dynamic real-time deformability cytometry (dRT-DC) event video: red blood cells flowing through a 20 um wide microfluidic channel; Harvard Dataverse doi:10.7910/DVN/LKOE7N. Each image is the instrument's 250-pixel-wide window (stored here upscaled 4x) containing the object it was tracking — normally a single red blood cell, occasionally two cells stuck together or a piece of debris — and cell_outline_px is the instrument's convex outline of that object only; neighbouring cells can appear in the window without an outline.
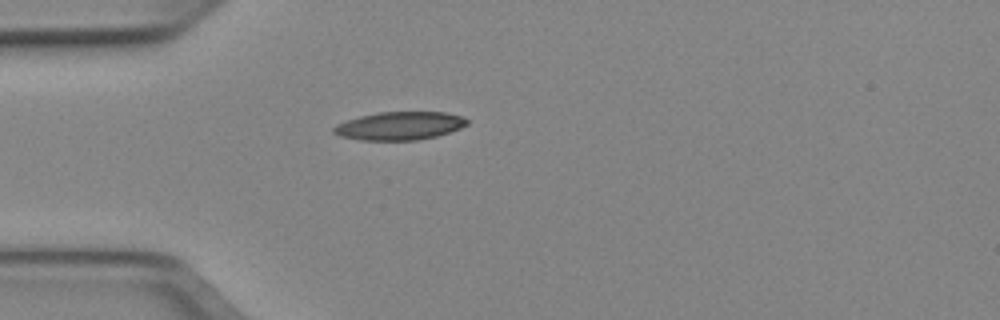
{"species": "Egyptian fruit bat (a non-hibernating species)", "species_latin": "Rousettus aegyptiacus", "temperature_condition": "cold", "stored_images_in_passage": 1, "camera_frame_rate_fps": 3000, "um_per_image_px": 0.085, "animal": {"sex": "female"}, "frame": {"image": 1, "passage_image": 1, "time_ms": 0.0, "image_size_px": [1000, 320], "cell_outline_px": [[468, 124], [460, 128], [436, 136], [416, 140], [360, 140], [340, 136], [332, 132], [332, 128], [336, 124], [360, 116], [376, 112], [444, 112], [460, 116], [468, 120]], "centroid_in_image_um": [33.93, 10.69], "position_along_channel_um": 51.1, "area_um2": 21.79}}